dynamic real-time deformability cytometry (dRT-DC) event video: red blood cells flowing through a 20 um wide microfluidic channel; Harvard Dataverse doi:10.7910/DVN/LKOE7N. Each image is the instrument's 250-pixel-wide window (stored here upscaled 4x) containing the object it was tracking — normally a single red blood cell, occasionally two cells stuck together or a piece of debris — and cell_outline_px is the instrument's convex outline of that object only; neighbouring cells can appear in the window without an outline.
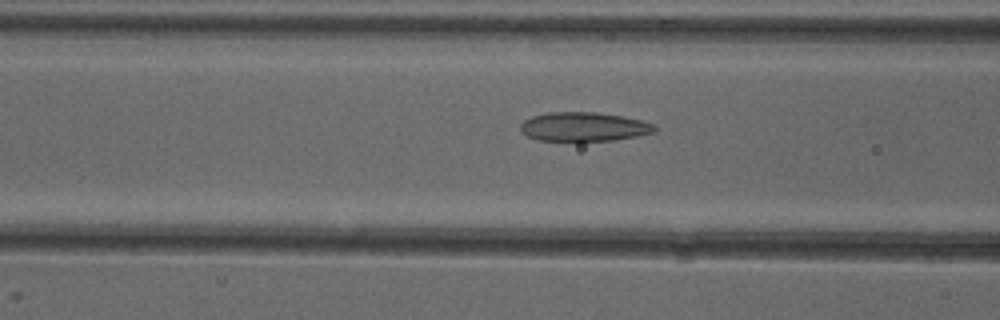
{"species": "common noctule bat (a hibernating species)", "species_latin": "Nyctalus noctula", "temperature_condition": "cold", "stored_images_in_passage": 51, "camera_frame_rate_fps": 3000, "um_per_image_px": 0.085, "animal": {"sex": "female"}, "frame": {"image": 1, "passage_image": 20, "time_ms": 6.333, "image_size_px": [1000, 320], "cell_outline_px": [[656, 132], [636, 136], [612, 140], [540, 140], [528, 136], [520, 132], [520, 124], [524, 120], [532, 116], [548, 112], [596, 112], [620, 116], [640, 120], [656, 124]], "centroid_in_image_um": [49.61, 10.76], "position_along_channel_um": 117.0, "area_um2": 22.54}}
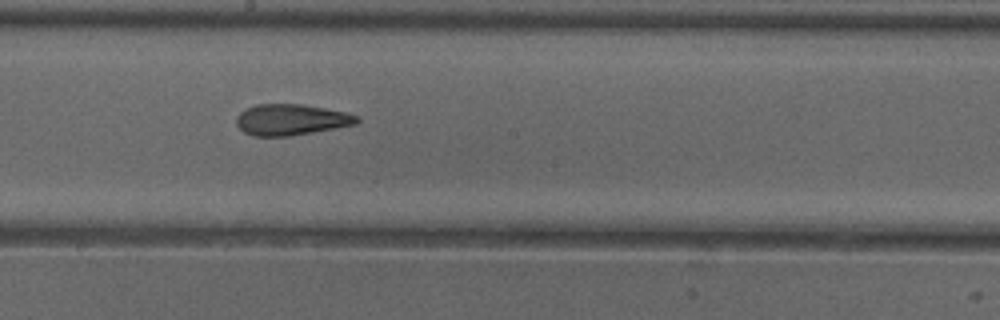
{"frame": {"image": 2, "passage_image": 28, "time_ms": 9.0, "image_size_px": [1000, 320], "cell_outline_px": [[360, 120], [356, 124], [336, 128], [288, 136], [252, 136], [244, 132], [236, 124], [236, 116], [240, 112], [256, 104], [304, 104], [344, 112], [360, 116]], "centroid_in_image_um": [24.74, 10.17], "position_along_channel_um": 223.5, "area_um2": 21.79}}
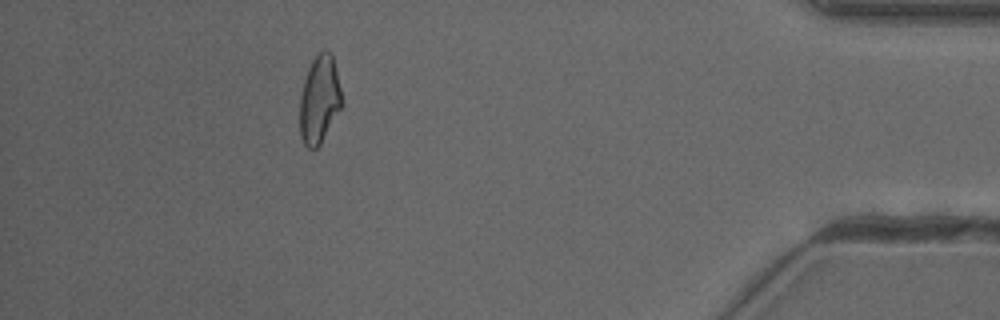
{"frame": {"image": 3, "passage_image": 46, "time_ms": 15.0, "image_size_px": [1000, 320], "cell_outline_px": [[344, 104], [320, 144], [316, 148], [308, 148], [304, 144], [300, 136], [300, 96], [304, 80], [308, 68], [312, 60], [324, 48], [332, 56]], "centroid_in_image_um": [27.15, 8.49], "position_along_channel_um": 408.1, "area_um2": 21.39}, "authors_computed_cell_mechanics": {"area_um2": 22.3686, "velocity_mm_per_s": 3.9773, "shape_relaxation_time_tau1_ms": null, "shape_relaxation_time_tau2_ms": 2.3195, "deformation_change_tau1": null, "deformation_change_tau2": 0.1051}}